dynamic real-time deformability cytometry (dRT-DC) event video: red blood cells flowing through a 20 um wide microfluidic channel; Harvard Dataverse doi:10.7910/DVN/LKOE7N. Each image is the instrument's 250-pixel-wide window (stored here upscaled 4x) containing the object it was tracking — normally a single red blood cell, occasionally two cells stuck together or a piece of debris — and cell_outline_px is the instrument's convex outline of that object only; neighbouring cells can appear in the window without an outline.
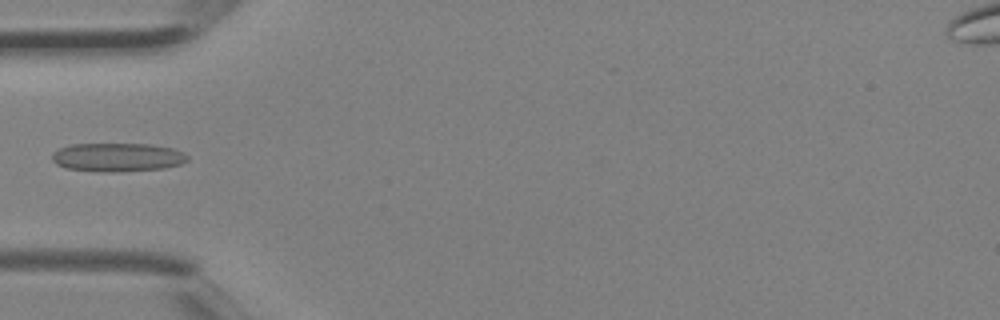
{"species": "Egyptian fruit bat (a non-hibernating species)", "species_latin": "Rousettus aegyptiacus", "temperature_condition": "room temperature", "stored_images_in_passage": 4, "camera_frame_rate_fps": 3000, "um_per_image_px": 0.085, "animal": {"sex": "female"}, "frame": {"image": 1, "passage_image": 4, "time_ms": 1.0, "image_size_px": [1000, 320], "cell_outline_px": [[188, 160], [180, 164], [164, 168], [108, 172], [68, 168], [56, 164], [52, 160], [52, 152], [60, 148], [72, 144], [148, 144], [172, 148], [184, 152], [188, 156]], "centroid_in_image_um": [9.99, 13.35], "position_along_channel_um": 75.0, "area_um2": 22.37}}